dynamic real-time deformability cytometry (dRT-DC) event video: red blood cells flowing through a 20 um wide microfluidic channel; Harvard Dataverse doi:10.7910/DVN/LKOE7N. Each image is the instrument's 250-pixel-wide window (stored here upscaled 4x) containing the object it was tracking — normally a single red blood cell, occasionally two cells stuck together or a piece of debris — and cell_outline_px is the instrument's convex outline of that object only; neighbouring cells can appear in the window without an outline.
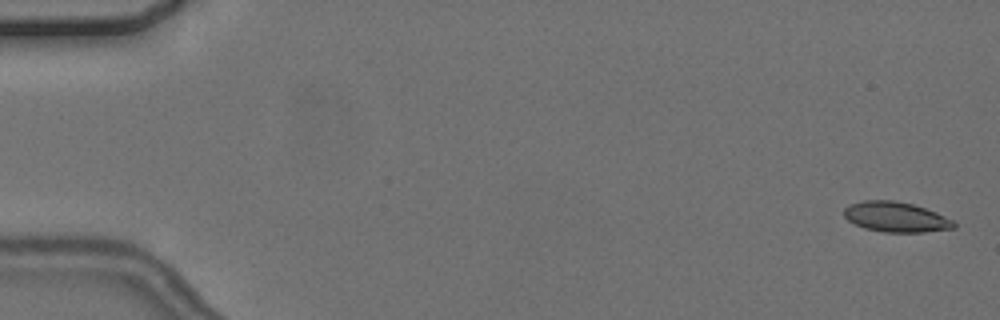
{"species": "common noctule bat (a hibernating species)", "species_latin": "Nyctalus noctula", "temperature_condition": "cold", "stored_images_in_passage": 7, "camera_frame_rate_fps": 3000, "um_per_image_px": 0.085, "animal": {"sex": "female", "body_mass_g": 24.6, "forearm_length_mm": 56.2}, "frame": {"image": 1, "passage_image": 1, "time_ms": 0.0, "image_size_px": [1000, 320], "cell_outline_px": [[956, 228], [924, 232], [884, 232], [864, 228], [848, 220], [844, 216], [844, 208], [848, 204], [864, 200], [892, 200], [912, 204], [936, 212], [952, 220], [956, 224]], "centroid_in_image_um": [76.13, 18.44], "position_along_channel_um": 8.9, "area_um2": 19.25}}
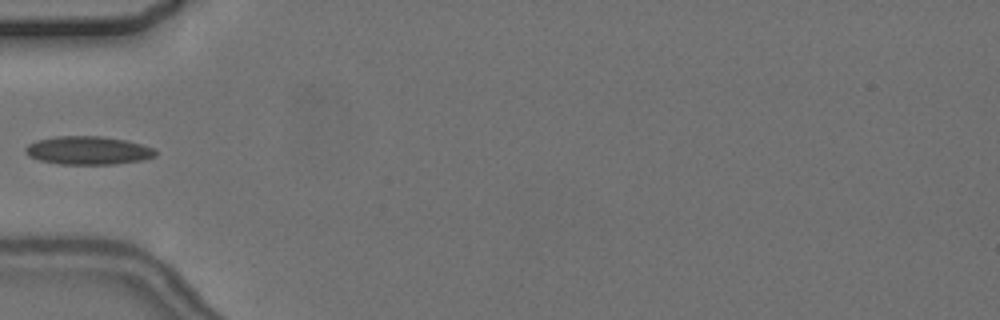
{"frame": {"image": 2, "passage_image": 6, "time_ms": 6.0, "image_size_px": [1000, 320], "cell_outline_px": [[156, 156], [144, 160], [116, 164], [60, 164], [40, 160], [28, 156], [24, 152], [24, 148], [28, 144], [36, 140], [56, 136], [100, 136], [128, 140], [152, 148], [156, 152]], "centroid_in_image_um": [7.47, 12.78], "position_along_channel_um": 77.5, "area_um2": 21.56}}
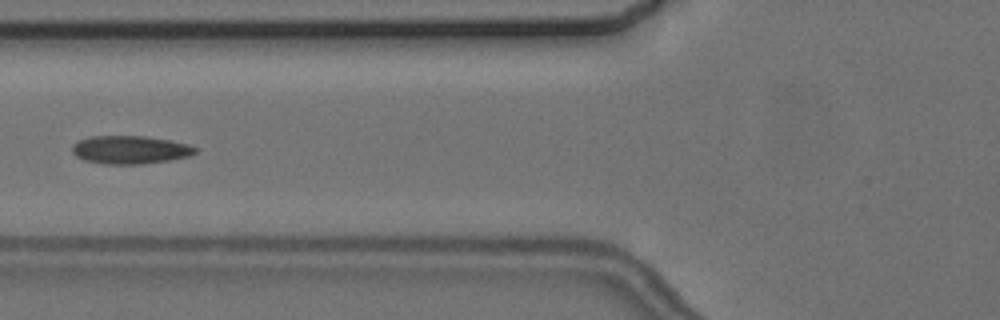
{"frame": {"image": 3, "passage_image": 7, "time_ms": 7.0, "image_size_px": [1000, 320], "cell_outline_px": [[200, 148], [196, 152], [188, 156], [168, 160], [140, 164], [104, 164], [84, 160], [76, 156], [72, 152], [72, 144], [80, 140], [92, 136], [144, 136], [172, 140], [188, 144]], "centroid_in_image_um": [11.07, 12.72], "position_along_channel_um": 114.7, "area_um2": 20.23}}